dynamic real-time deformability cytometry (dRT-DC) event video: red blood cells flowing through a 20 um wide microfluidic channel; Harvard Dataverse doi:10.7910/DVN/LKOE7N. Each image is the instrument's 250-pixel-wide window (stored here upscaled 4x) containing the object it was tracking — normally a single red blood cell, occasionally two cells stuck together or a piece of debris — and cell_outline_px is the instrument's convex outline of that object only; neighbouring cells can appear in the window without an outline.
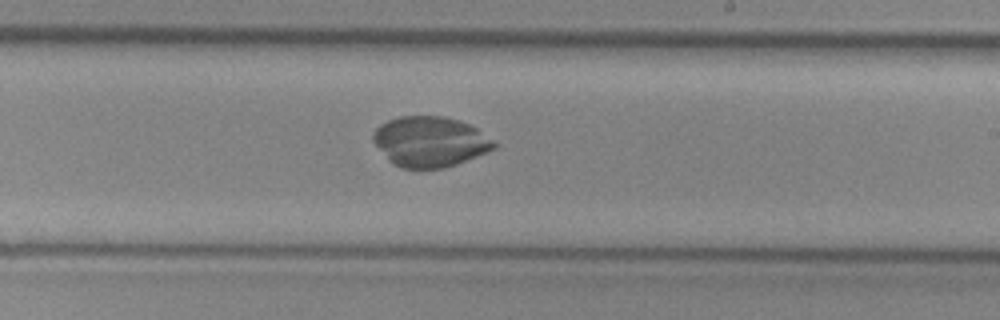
{"species": "common noctule bat (a hibernating species)", "species_latin": "Nyctalus noctula", "temperature_condition": "cold", "stored_images_in_passage": 55, "camera_frame_rate_fps": 3000, "um_per_image_px": 0.085, "animal": {"sex": "female", "body_mass_g": 29.2, "forearm_length_mm": 56.3}, "frame": {"image": 1, "passage_image": 33, "time_ms": 10.667, "image_size_px": [1000, 320], "cell_outline_px": [[496, 148], [488, 152], [456, 164], [444, 168], [400, 168], [392, 164], [388, 160], [372, 140], [372, 132], [380, 124], [388, 120], [400, 116], [444, 116], [468, 124], [476, 128], [492, 140], [496, 144]], "centroid_in_image_um": [36.51, 12.04], "position_along_channel_um": 252.5, "area_um2": 35.37}}